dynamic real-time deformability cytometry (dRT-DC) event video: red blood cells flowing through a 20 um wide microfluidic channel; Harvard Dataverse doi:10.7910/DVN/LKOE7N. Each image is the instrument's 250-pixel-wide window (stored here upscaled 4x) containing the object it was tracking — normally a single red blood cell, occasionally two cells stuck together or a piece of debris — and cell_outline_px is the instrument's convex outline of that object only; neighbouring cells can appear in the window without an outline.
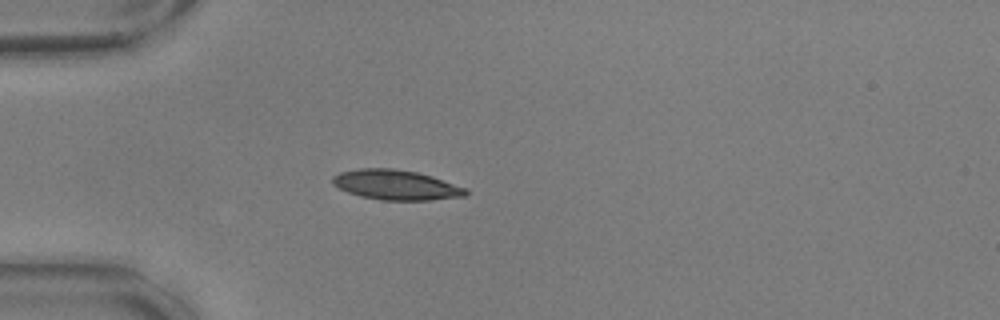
{"species": "common noctule bat (a hibernating species)", "species_latin": "Nyctalus noctula", "temperature_condition": "warm", "stored_images_in_passage": 41, "camera_frame_rate_fps": 3000, "um_per_image_px": 0.085, "animal": {"sex": "male", "body_mass_g": 17.9, "forearm_length_mm": 54.2}, "frame": {"image": 1, "passage_image": 1, "time_ms": 0.0, "image_size_px": [1000, 320], "cell_outline_px": [[468, 192], [464, 196], [428, 200], [380, 200], [360, 196], [348, 192], [332, 184], [332, 176], [340, 172], [360, 168], [392, 168], [416, 172], [432, 176], [468, 188]], "centroid_in_image_um": [33.66, 15.71], "position_along_channel_um": 51.3, "area_um2": 23.24}}
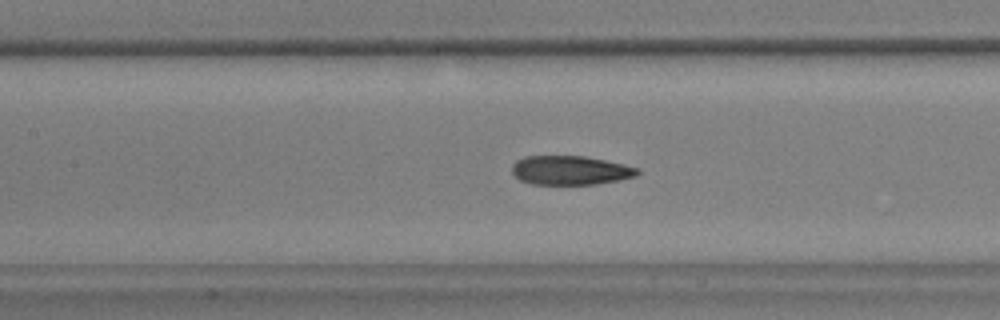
{"frame": {"image": 2, "passage_image": 11, "time_ms": 3.333, "image_size_px": [1000, 320], "cell_outline_px": [[640, 172], [636, 176], [620, 180], [596, 184], [532, 184], [520, 180], [512, 172], [512, 164], [516, 160], [524, 156], [584, 156], [624, 164], [640, 168]], "centroid_in_image_um": [48.49, 14.47], "position_along_channel_um": 158.9, "area_um2": 21.33}}
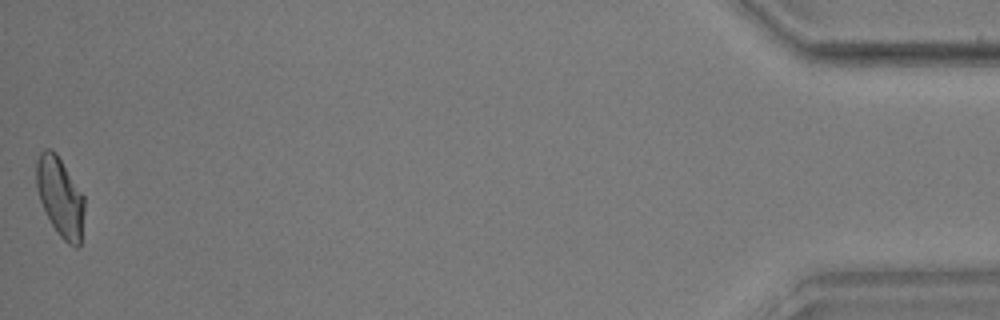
{"frame": {"image": 3, "passage_image": 41, "time_ms": 13.333, "image_size_px": [1000, 320], "cell_outline_px": [[84, 212], [80, 248], [76, 248], [68, 244], [56, 232], [40, 200], [36, 188], [36, 160], [40, 152], [44, 148], [48, 148], [56, 152], [84, 196]], "centroid_in_image_um": [5.11, 16.74], "position_along_channel_um": 430.1, "area_um2": 22.25}, "authors_computed_cell_mechanics": {"area_um2": 22.0796, "velocity_mm_per_s": 3.5988, "shape_relaxation_time_tau1_ms": 8.7639, "shape_relaxation_time_tau2_ms": 1.8325, "deformation_change_tau1": 0.205, "deformation_change_tau2": 0.0744}}